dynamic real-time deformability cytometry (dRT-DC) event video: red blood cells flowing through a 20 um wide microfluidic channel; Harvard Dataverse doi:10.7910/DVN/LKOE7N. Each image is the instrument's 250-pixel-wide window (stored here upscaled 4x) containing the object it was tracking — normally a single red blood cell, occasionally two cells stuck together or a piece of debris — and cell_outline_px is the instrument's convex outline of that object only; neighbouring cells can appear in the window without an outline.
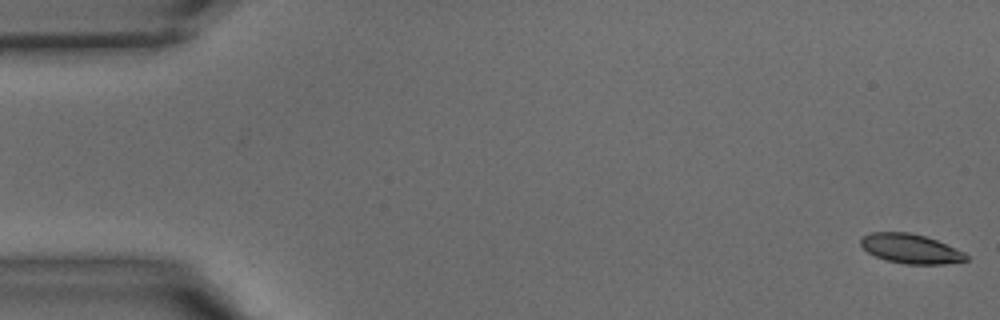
{"species": "common noctule bat (a hibernating species)", "species_latin": "Nyctalus noctula", "temperature_condition": "warm", "stored_images_in_passage": 41, "camera_frame_rate_fps": 3000, "um_per_image_px": 0.085, "animal": {"sex": "male", "body_mass_g": 15.6}, "frame": {"image": 1, "passage_image": 1, "time_ms": 0.0, "image_size_px": [1000, 320], "cell_outline_px": [[968, 260], [944, 264], [904, 264], [888, 260], [876, 256], [868, 252], [860, 244], [860, 240], [864, 236], [872, 232], [908, 232], [924, 236], [936, 240], [964, 252], [968, 256]], "centroid_in_image_um": [77.41, 21.14], "position_along_channel_um": 7.6, "area_um2": 17.86}}
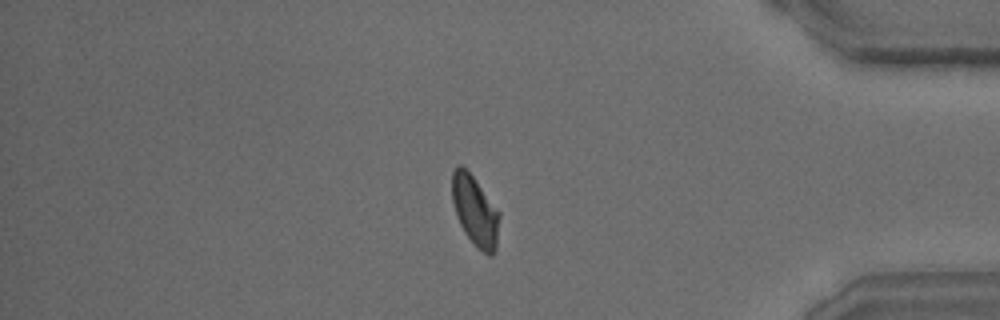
{"frame": {"image": 2, "passage_image": 35, "time_ms": 11.333, "image_size_px": [1000, 320], "cell_outline_px": [[500, 216], [496, 248], [492, 256], [488, 256], [476, 248], [464, 232], [456, 216], [452, 200], [452, 172], [460, 164], [472, 176], [500, 212]], "centroid_in_image_um": [40.38, 17.98], "position_along_channel_um": 394.8, "area_um2": 19.31}}
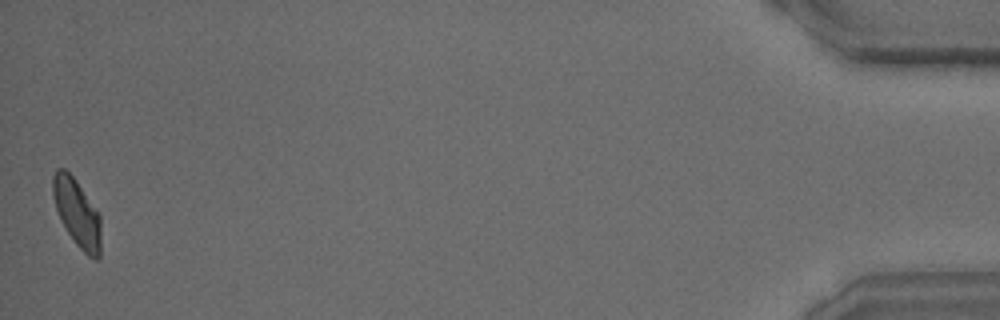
{"frame": {"image": 3, "passage_image": 41, "time_ms": 13.333, "image_size_px": [1000, 320], "cell_outline_px": [[100, 256], [96, 260], [88, 256], [76, 244], [68, 232], [56, 208], [52, 196], [52, 176], [56, 168], [64, 168], [76, 180], [100, 212]], "centroid_in_image_um": [6.56, 18.06], "position_along_channel_um": 428.6, "area_um2": 18.96}}